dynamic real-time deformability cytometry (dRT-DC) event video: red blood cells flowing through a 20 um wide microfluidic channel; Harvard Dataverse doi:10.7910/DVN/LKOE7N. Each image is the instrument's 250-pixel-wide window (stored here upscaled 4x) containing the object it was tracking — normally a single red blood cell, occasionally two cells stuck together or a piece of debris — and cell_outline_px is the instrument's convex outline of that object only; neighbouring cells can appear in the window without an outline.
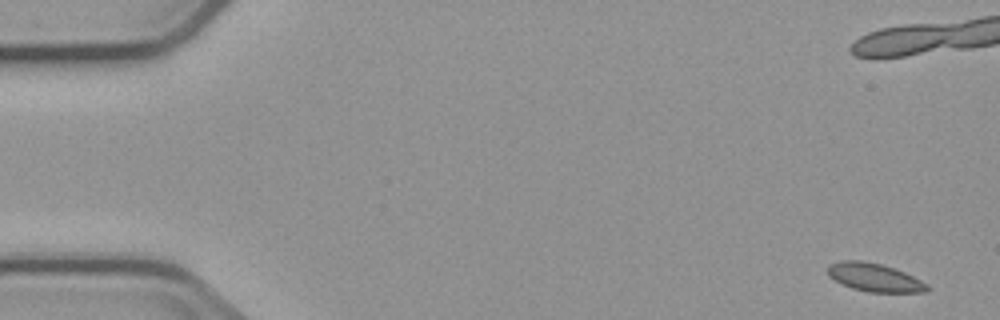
{"species": "common noctule bat (a hibernating species)", "species_latin": "Nyctalus noctula", "temperature_condition": "cold", "stored_images_in_passage": 7, "camera_frame_rate_fps": 3000, "um_per_image_px": 0.085, "animal": {"sex": "male", "body_mass_g": 23.1, "forearm_length_mm": 52.7}, "frame": {"image": 1, "passage_image": 1, "time_ms": 0.0, "image_size_px": [1000, 320], "cell_outline_px": [[932, 288], [928, 292], [868, 292], [852, 288], [828, 276], [828, 264], [844, 260], [860, 260], [880, 264], [904, 272], [928, 284]], "centroid_in_image_um": [74.36, 23.59], "position_along_channel_um": 10.6, "area_um2": 16.24}}